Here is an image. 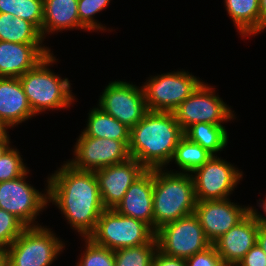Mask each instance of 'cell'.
Returning <instances> with one entry per match:
<instances>
[{"mask_svg": "<svg viewBox=\"0 0 266 266\" xmlns=\"http://www.w3.org/2000/svg\"><path fill=\"white\" fill-rule=\"evenodd\" d=\"M7 128L9 127L0 119V138L4 137L8 133Z\"/></svg>", "mask_w": 266, "mask_h": 266, "instance_id": "cell-40", "label": "cell"}, {"mask_svg": "<svg viewBox=\"0 0 266 266\" xmlns=\"http://www.w3.org/2000/svg\"><path fill=\"white\" fill-rule=\"evenodd\" d=\"M251 212V206H239L222 200L196 201L194 214L205 232L207 239L213 244L222 235L236 226Z\"/></svg>", "mask_w": 266, "mask_h": 266, "instance_id": "cell-14", "label": "cell"}, {"mask_svg": "<svg viewBox=\"0 0 266 266\" xmlns=\"http://www.w3.org/2000/svg\"><path fill=\"white\" fill-rule=\"evenodd\" d=\"M237 266H266V254L256 243L238 263Z\"/></svg>", "mask_w": 266, "mask_h": 266, "instance_id": "cell-33", "label": "cell"}, {"mask_svg": "<svg viewBox=\"0 0 266 266\" xmlns=\"http://www.w3.org/2000/svg\"><path fill=\"white\" fill-rule=\"evenodd\" d=\"M163 170V171H162ZM154 169L153 230L194 213L196 197L191 174Z\"/></svg>", "mask_w": 266, "mask_h": 266, "instance_id": "cell-3", "label": "cell"}, {"mask_svg": "<svg viewBox=\"0 0 266 266\" xmlns=\"http://www.w3.org/2000/svg\"><path fill=\"white\" fill-rule=\"evenodd\" d=\"M183 136L184 131L173 112L148 111L130 129V157L146 169L166 168Z\"/></svg>", "mask_w": 266, "mask_h": 266, "instance_id": "cell-2", "label": "cell"}, {"mask_svg": "<svg viewBox=\"0 0 266 266\" xmlns=\"http://www.w3.org/2000/svg\"><path fill=\"white\" fill-rule=\"evenodd\" d=\"M0 266H7V251L0 249Z\"/></svg>", "mask_w": 266, "mask_h": 266, "instance_id": "cell-39", "label": "cell"}, {"mask_svg": "<svg viewBox=\"0 0 266 266\" xmlns=\"http://www.w3.org/2000/svg\"><path fill=\"white\" fill-rule=\"evenodd\" d=\"M184 136L201 145L213 156L222 151L228 143V133L223 125L197 123L188 127L184 131Z\"/></svg>", "mask_w": 266, "mask_h": 266, "instance_id": "cell-24", "label": "cell"}, {"mask_svg": "<svg viewBox=\"0 0 266 266\" xmlns=\"http://www.w3.org/2000/svg\"><path fill=\"white\" fill-rule=\"evenodd\" d=\"M0 41L42 43L44 39L32 23L9 13H0Z\"/></svg>", "mask_w": 266, "mask_h": 266, "instance_id": "cell-23", "label": "cell"}, {"mask_svg": "<svg viewBox=\"0 0 266 266\" xmlns=\"http://www.w3.org/2000/svg\"><path fill=\"white\" fill-rule=\"evenodd\" d=\"M154 169H147L126 191L114 210L147 223L153 229Z\"/></svg>", "mask_w": 266, "mask_h": 266, "instance_id": "cell-18", "label": "cell"}, {"mask_svg": "<svg viewBox=\"0 0 266 266\" xmlns=\"http://www.w3.org/2000/svg\"><path fill=\"white\" fill-rule=\"evenodd\" d=\"M257 243L266 254V226L259 225Z\"/></svg>", "mask_w": 266, "mask_h": 266, "instance_id": "cell-35", "label": "cell"}, {"mask_svg": "<svg viewBox=\"0 0 266 266\" xmlns=\"http://www.w3.org/2000/svg\"><path fill=\"white\" fill-rule=\"evenodd\" d=\"M83 239L86 249L76 266H115L113 250L97 245L88 237Z\"/></svg>", "mask_w": 266, "mask_h": 266, "instance_id": "cell-28", "label": "cell"}, {"mask_svg": "<svg viewBox=\"0 0 266 266\" xmlns=\"http://www.w3.org/2000/svg\"><path fill=\"white\" fill-rule=\"evenodd\" d=\"M78 0H43L41 35L68 29H84L80 25Z\"/></svg>", "mask_w": 266, "mask_h": 266, "instance_id": "cell-20", "label": "cell"}, {"mask_svg": "<svg viewBox=\"0 0 266 266\" xmlns=\"http://www.w3.org/2000/svg\"><path fill=\"white\" fill-rule=\"evenodd\" d=\"M201 83L184 70L150 77L142 85L148 111L173 112Z\"/></svg>", "mask_w": 266, "mask_h": 266, "instance_id": "cell-8", "label": "cell"}, {"mask_svg": "<svg viewBox=\"0 0 266 266\" xmlns=\"http://www.w3.org/2000/svg\"><path fill=\"white\" fill-rule=\"evenodd\" d=\"M212 156L191 174L196 201L222 200L229 198L243 176L234 165ZM195 175H194V174Z\"/></svg>", "mask_w": 266, "mask_h": 266, "instance_id": "cell-11", "label": "cell"}, {"mask_svg": "<svg viewBox=\"0 0 266 266\" xmlns=\"http://www.w3.org/2000/svg\"><path fill=\"white\" fill-rule=\"evenodd\" d=\"M157 244L120 248L114 251L115 266H152Z\"/></svg>", "mask_w": 266, "mask_h": 266, "instance_id": "cell-27", "label": "cell"}, {"mask_svg": "<svg viewBox=\"0 0 266 266\" xmlns=\"http://www.w3.org/2000/svg\"><path fill=\"white\" fill-rule=\"evenodd\" d=\"M56 62L53 53L48 54L34 68L19 77L23 91L28 98L33 113L40 114L47 109L69 108L75 100L71 83L67 78L61 79L49 68Z\"/></svg>", "mask_w": 266, "mask_h": 266, "instance_id": "cell-4", "label": "cell"}, {"mask_svg": "<svg viewBox=\"0 0 266 266\" xmlns=\"http://www.w3.org/2000/svg\"><path fill=\"white\" fill-rule=\"evenodd\" d=\"M26 228L15 215L0 208V249L6 250Z\"/></svg>", "mask_w": 266, "mask_h": 266, "instance_id": "cell-29", "label": "cell"}, {"mask_svg": "<svg viewBox=\"0 0 266 266\" xmlns=\"http://www.w3.org/2000/svg\"><path fill=\"white\" fill-rule=\"evenodd\" d=\"M266 198V197H265ZM261 202H263L262 205H259V207H262L263 210H264V213H266V199L265 200H261ZM251 211L254 213L255 217L257 218L258 220V223L260 225H263V226H266V218L263 217L262 215H260L258 212H257V209H254V207H251Z\"/></svg>", "mask_w": 266, "mask_h": 266, "instance_id": "cell-36", "label": "cell"}, {"mask_svg": "<svg viewBox=\"0 0 266 266\" xmlns=\"http://www.w3.org/2000/svg\"><path fill=\"white\" fill-rule=\"evenodd\" d=\"M129 141L95 138L80 134L70 164L79 171H95L113 164L122 163L130 158Z\"/></svg>", "mask_w": 266, "mask_h": 266, "instance_id": "cell-12", "label": "cell"}, {"mask_svg": "<svg viewBox=\"0 0 266 266\" xmlns=\"http://www.w3.org/2000/svg\"><path fill=\"white\" fill-rule=\"evenodd\" d=\"M9 135L0 138V158L10 149Z\"/></svg>", "mask_w": 266, "mask_h": 266, "instance_id": "cell-38", "label": "cell"}, {"mask_svg": "<svg viewBox=\"0 0 266 266\" xmlns=\"http://www.w3.org/2000/svg\"><path fill=\"white\" fill-rule=\"evenodd\" d=\"M187 266H226L217 253L214 245H210L203 251L197 252L186 259Z\"/></svg>", "mask_w": 266, "mask_h": 266, "instance_id": "cell-32", "label": "cell"}, {"mask_svg": "<svg viewBox=\"0 0 266 266\" xmlns=\"http://www.w3.org/2000/svg\"><path fill=\"white\" fill-rule=\"evenodd\" d=\"M94 243L113 251L120 248L157 244L155 231L145 222L105 209L88 236Z\"/></svg>", "mask_w": 266, "mask_h": 266, "instance_id": "cell-5", "label": "cell"}, {"mask_svg": "<svg viewBox=\"0 0 266 266\" xmlns=\"http://www.w3.org/2000/svg\"><path fill=\"white\" fill-rule=\"evenodd\" d=\"M224 4L242 37L261 32L259 0H225Z\"/></svg>", "mask_w": 266, "mask_h": 266, "instance_id": "cell-21", "label": "cell"}, {"mask_svg": "<svg viewBox=\"0 0 266 266\" xmlns=\"http://www.w3.org/2000/svg\"><path fill=\"white\" fill-rule=\"evenodd\" d=\"M28 172L16 179L0 182V208L15 215L27 227H37L35 219L49 205L48 192L42 194L25 182Z\"/></svg>", "mask_w": 266, "mask_h": 266, "instance_id": "cell-13", "label": "cell"}, {"mask_svg": "<svg viewBox=\"0 0 266 266\" xmlns=\"http://www.w3.org/2000/svg\"><path fill=\"white\" fill-rule=\"evenodd\" d=\"M155 238L158 250L182 259L212 245L194 213L163 225L155 231Z\"/></svg>", "mask_w": 266, "mask_h": 266, "instance_id": "cell-7", "label": "cell"}, {"mask_svg": "<svg viewBox=\"0 0 266 266\" xmlns=\"http://www.w3.org/2000/svg\"><path fill=\"white\" fill-rule=\"evenodd\" d=\"M212 156L213 155L201 145L183 136L175 148L172 160H175V164L182 169V173L191 174L194 170L206 163Z\"/></svg>", "mask_w": 266, "mask_h": 266, "instance_id": "cell-25", "label": "cell"}, {"mask_svg": "<svg viewBox=\"0 0 266 266\" xmlns=\"http://www.w3.org/2000/svg\"><path fill=\"white\" fill-rule=\"evenodd\" d=\"M146 170L140 162L131 157L122 163L95 170L105 209H114L132 183Z\"/></svg>", "mask_w": 266, "mask_h": 266, "instance_id": "cell-15", "label": "cell"}, {"mask_svg": "<svg viewBox=\"0 0 266 266\" xmlns=\"http://www.w3.org/2000/svg\"><path fill=\"white\" fill-rule=\"evenodd\" d=\"M51 230L27 227L6 249L7 266H50L65 247Z\"/></svg>", "mask_w": 266, "mask_h": 266, "instance_id": "cell-6", "label": "cell"}, {"mask_svg": "<svg viewBox=\"0 0 266 266\" xmlns=\"http://www.w3.org/2000/svg\"><path fill=\"white\" fill-rule=\"evenodd\" d=\"M50 53L42 43L0 41V77L19 78Z\"/></svg>", "mask_w": 266, "mask_h": 266, "instance_id": "cell-17", "label": "cell"}, {"mask_svg": "<svg viewBox=\"0 0 266 266\" xmlns=\"http://www.w3.org/2000/svg\"><path fill=\"white\" fill-rule=\"evenodd\" d=\"M99 108L128 128H133L148 112L142 86L124 81L110 82L99 98Z\"/></svg>", "mask_w": 266, "mask_h": 266, "instance_id": "cell-10", "label": "cell"}, {"mask_svg": "<svg viewBox=\"0 0 266 266\" xmlns=\"http://www.w3.org/2000/svg\"><path fill=\"white\" fill-rule=\"evenodd\" d=\"M110 0H78V14L80 19V25L84 30H106L101 23L95 21V14L99 13L106 6H108Z\"/></svg>", "mask_w": 266, "mask_h": 266, "instance_id": "cell-30", "label": "cell"}, {"mask_svg": "<svg viewBox=\"0 0 266 266\" xmlns=\"http://www.w3.org/2000/svg\"><path fill=\"white\" fill-rule=\"evenodd\" d=\"M34 115L19 78L0 77V119L10 128Z\"/></svg>", "mask_w": 266, "mask_h": 266, "instance_id": "cell-19", "label": "cell"}, {"mask_svg": "<svg viewBox=\"0 0 266 266\" xmlns=\"http://www.w3.org/2000/svg\"><path fill=\"white\" fill-rule=\"evenodd\" d=\"M259 225L251 211L242 221L213 243L226 266H237L257 243Z\"/></svg>", "mask_w": 266, "mask_h": 266, "instance_id": "cell-16", "label": "cell"}, {"mask_svg": "<svg viewBox=\"0 0 266 266\" xmlns=\"http://www.w3.org/2000/svg\"><path fill=\"white\" fill-rule=\"evenodd\" d=\"M28 168L24 165L20 152L10 148L0 158V182L16 179L24 175Z\"/></svg>", "mask_w": 266, "mask_h": 266, "instance_id": "cell-31", "label": "cell"}, {"mask_svg": "<svg viewBox=\"0 0 266 266\" xmlns=\"http://www.w3.org/2000/svg\"><path fill=\"white\" fill-rule=\"evenodd\" d=\"M88 114L87 127L82 132L85 136L130 141V128L99 107L93 108Z\"/></svg>", "mask_w": 266, "mask_h": 266, "instance_id": "cell-22", "label": "cell"}, {"mask_svg": "<svg viewBox=\"0 0 266 266\" xmlns=\"http://www.w3.org/2000/svg\"><path fill=\"white\" fill-rule=\"evenodd\" d=\"M0 13L12 14L42 30L43 0H0Z\"/></svg>", "mask_w": 266, "mask_h": 266, "instance_id": "cell-26", "label": "cell"}, {"mask_svg": "<svg viewBox=\"0 0 266 266\" xmlns=\"http://www.w3.org/2000/svg\"><path fill=\"white\" fill-rule=\"evenodd\" d=\"M215 90L202 82L196 90L185 99L174 111L176 121L185 131L197 123L222 125L234 119V114L225 102L215 95Z\"/></svg>", "mask_w": 266, "mask_h": 266, "instance_id": "cell-9", "label": "cell"}, {"mask_svg": "<svg viewBox=\"0 0 266 266\" xmlns=\"http://www.w3.org/2000/svg\"><path fill=\"white\" fill-rule=\"evenodd\" d=\"M152 266H187V265H186V259L166 255L157 249L153 258Z\"/></svg>", "mask_w": 266, "mask_h": 266, "instance_id": "cell-34", "label": "cell"}, {"mask_svg": "<svg viewBox=\"0 0 266 266\" xmlns=\"http://www.w3.org/2000/svg\"><path fill=\"white\" fill-rule=\"evenodd\" d=\"M47 180L48 202L61 210L72 229L88 237L95 229L103 206L94 171H79L67 162Z\"/></svg>", "mask_w": 266, "mask_h": 266, "instance_id": "cell-1", "label": "cell"}, {"mask_svg": "<svg viewBox=\"0 0 266 266\" xmlns=\"http://www.w3.org/2000/svg\"><path fill=\"white\" fill-rule=\"evenodd\" d=\"M260 16H261V31L266 29V0H259Z\"/></svg>", "mask_w": 266, "mask_h": 266, "instance_id": "cell-37", "label": "cell"}]
</instances>
